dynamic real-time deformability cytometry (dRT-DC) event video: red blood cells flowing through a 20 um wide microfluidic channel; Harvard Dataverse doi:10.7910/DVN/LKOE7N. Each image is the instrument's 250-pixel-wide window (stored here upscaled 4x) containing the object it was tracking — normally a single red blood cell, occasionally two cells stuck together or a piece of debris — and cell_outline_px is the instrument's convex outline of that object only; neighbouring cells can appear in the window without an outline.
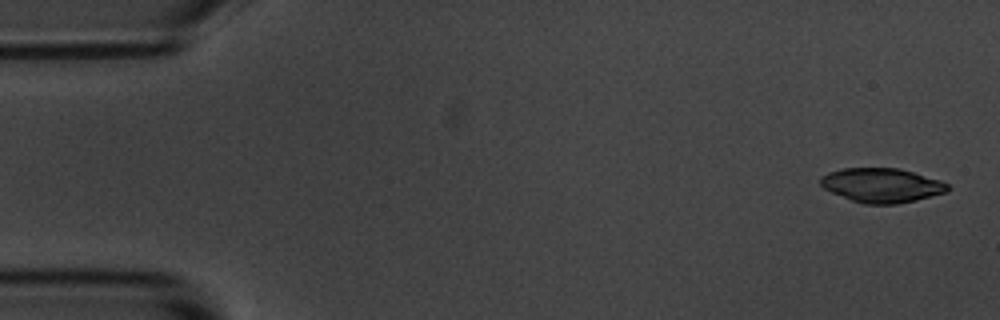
{"species": "common noctule bat (a hibernating species)", "species_latin": "Nyctalus noctula", "temperature_condition": "room temperature", "stored_images_in_passage": 6, "camera_frame_rate_fps": 3000, "um_per_image_px": 0.085, "animal": {"sex": "male", "body_mass_g": 20.1, "forearm_length_mm": 53.5}, "frame": {"image": 1, "passage_image": 1, "time_ms": 0.0, "image_size_px": [1000, 320], "cell_outline_px": [[952, 188], [948, 192], [916, 200], [896, 204], [864, 204], [852, 200], [832, 192], [824, 188], [820, 184], [820, 176], [828, 172], [840, 168], [900, 168], [940, 180], [948, 184]], "centroid_in_image_um": [74.96, 15.74], "position_along_channel_um": 10.0, "area_um2": 25.55}}